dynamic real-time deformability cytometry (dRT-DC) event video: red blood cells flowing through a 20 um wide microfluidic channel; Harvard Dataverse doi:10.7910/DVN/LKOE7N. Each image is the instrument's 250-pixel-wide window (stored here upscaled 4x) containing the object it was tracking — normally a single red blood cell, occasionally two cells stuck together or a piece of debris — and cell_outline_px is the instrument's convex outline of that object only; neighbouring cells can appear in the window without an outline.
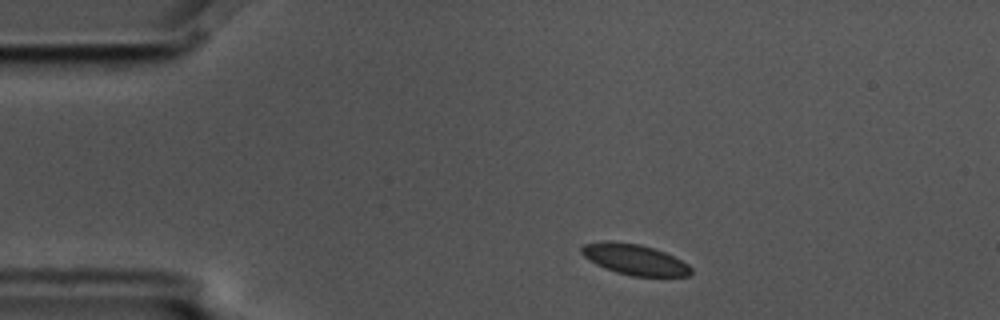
{"species": "common noctule bat (a hibernating species)", "species_latin": "Nyctalus noctula", "temperature_condition": "cold", "stored_images_in_passage": 4, "camera_frame_rate_fps": 3000, "um_per_image_px": 0.085, "animal": {"sex": "male", "body_mass_g": 17.5, "forearm_length_mm": 52.3}, "frame": {"image": 1, "passage_image": 1, "time_ms": 0.0, "image_size_px": [1000, 320], "cell_outline_px": [[692, 272], [688, 276], [632, 276], [616, 272], [604, 268], [588, 260], [580, 252], [580, 248], [584, 244], [604, 240], [612, 240], [640, 244], [664, 252], [688, 264], [692, 268]], "centroid_in_image_um": [53.89, 22.04], "position_along_channel_um": 31.1, "area_um2": 19.65}}
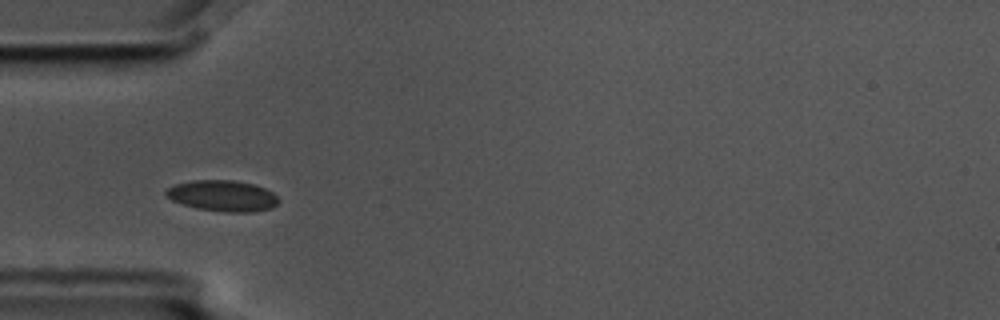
{"frame": {"image": 2, "passage_image": 3, "time_ms": 0.667, "image_size_px": [1000, 320], "cell_outline_px": [[280, 200], [272, 208], [252, 212], [224, 212], [196, 208], [172, 200], [164, 196], [164, 192], [168, 188], [176, 184], [192, 180], [232, 180], [252, 184], [264, 188], [272, 192]], "centroid_in_image_um": [18.91, 16.65], "position_along_channel_um": 66.1, "area_um2": 20.29}}